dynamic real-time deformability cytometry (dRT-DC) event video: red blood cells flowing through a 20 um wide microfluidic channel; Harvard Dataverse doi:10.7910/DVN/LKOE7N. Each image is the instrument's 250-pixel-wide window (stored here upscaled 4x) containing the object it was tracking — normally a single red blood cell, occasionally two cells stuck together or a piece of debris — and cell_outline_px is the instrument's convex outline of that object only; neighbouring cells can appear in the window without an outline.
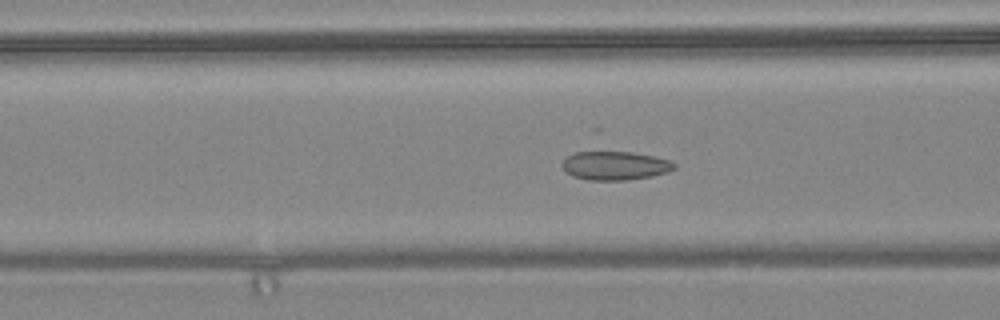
{"species": "common noctule bat (a hibernating species)", "species_latin": "Nyctalus noctula", "temperature_condition": "warm", "stored_images_in_passage": 58, "camera_frame_rate_fps": 3000, "um_per_image_px": 0.085, "animal": {"sex": "female", "body_mass_g": 24.6, "forearm_length_mm": 56.2}, "frame": {"image": 1, "passage_image": 22, "time_ms": 7.0, "image_size_px": [1000, 320], "cell_outline_px": [[676, 168], [668, 172], [652, 176], [628, 180], [588, 180], [572, 176], [564, 172], [560, 164], [572, 152], [632, 152], [672, 160], [676, 164]], "centroid_in_image_um": [52.27, 14.08], "position_along_channel_um": 114.3, "area_um2": 18.96}}
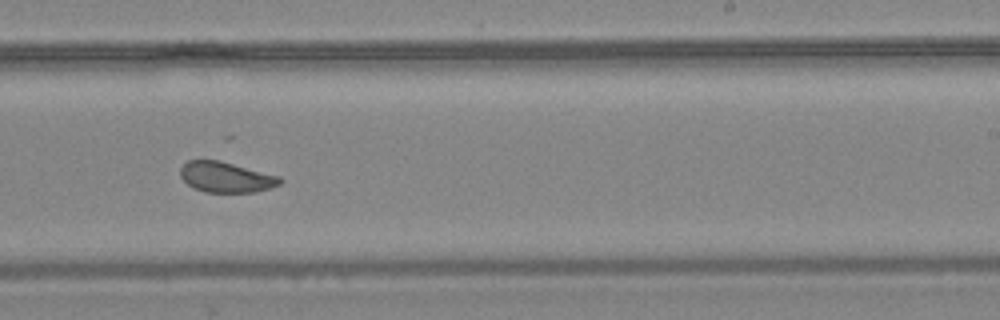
{"frame": {"image": 2, "passage_image": 35, "time_ms": 11.333, "image_size_px": [1000, 320], "cell_outline_px": [[284, 180], [280, 184], [256, 192], [204, 192], [192, 188], [180, 176], [180, 168], [188, 160], [220, 160], [280, 176]], "centroid_in_image_um": [19.21, 15.05], "position_along_channel_um": 269.8, "area_um2": 17.8}}
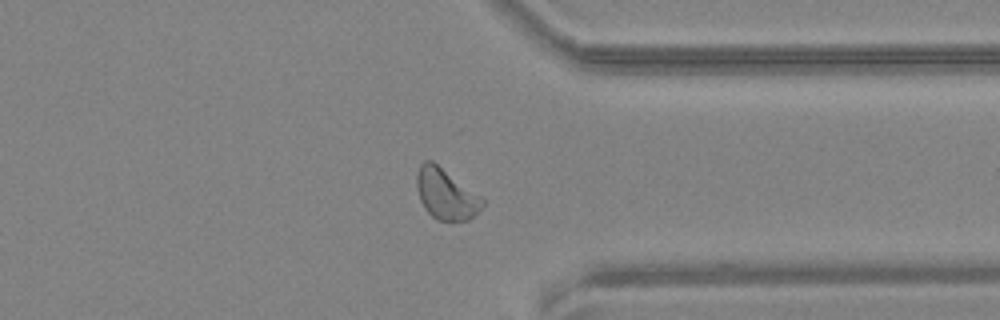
{"frame": {"image": 3, "passage_image": 44, "time_ms": 14.333, "image_size_px": [1000, 320], "cell_outline_px": [[484, 204], [468, 220], [436, 220], [424, 208], [420, 200], [416, 188], [416, 176], [420, 164], [424, 160], [432, 160], [480, 196], [484, 200]], "centroid_in_image_um": [37.85, 16.48], "position_along_channel_um": 373.5, "area_um2": 19.13}, "authors_computed_cell_mechanics": {"area_um2": 19.8254, "velocity_mm_per_s": 3.6012, "shape_relaxation_time_tau1_ms": 9.0801, "shape_relaxation_time_tau2_ms": 1.5616, "deformation_change_tau1": 0.1215, "deformation_change_tau2": 0.0404}}